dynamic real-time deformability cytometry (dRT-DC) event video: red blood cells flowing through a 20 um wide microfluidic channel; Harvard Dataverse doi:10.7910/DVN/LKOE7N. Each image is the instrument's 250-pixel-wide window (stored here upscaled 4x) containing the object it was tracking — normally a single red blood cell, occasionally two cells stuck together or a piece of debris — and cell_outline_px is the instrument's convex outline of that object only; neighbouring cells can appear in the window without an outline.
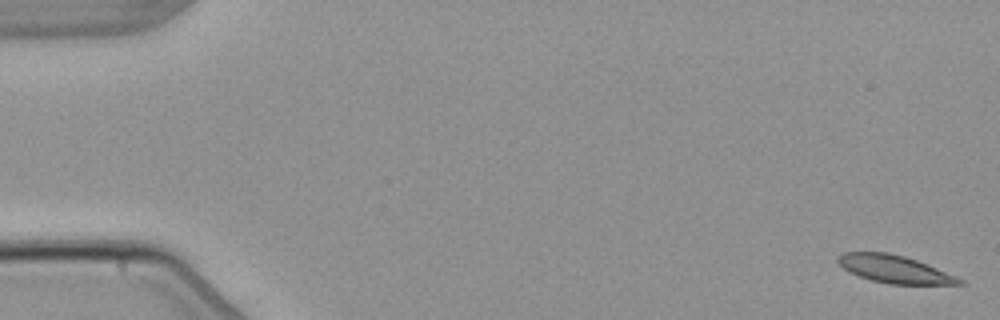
{"species": "common noctule bat (a hibernating species)", "species_latin": "Nyctalus noctula", "temperature_condition": "warm", "stored_images_in_passage": 6, "segment_of_instrument_passage": [1, 2], "camera_frame_rate_fps": 3000, "um_per_image_px": 0.085, "animal": {"sex": "male", "body_mass_g": 21.5, "forearm_length_mm": 52.0}, "frame": {"image": 1, "passage_image": 1, "time_ms": 0.0, "image_size_px": [1000, 320], "cell_outline_px": [[968, 284], [888, 284], [872, 280], [848, 272], [836, 260], [836, 256], [844, 252], [888, 252], [904, 256], [916, 260], [936, 268], [964, 280]], "centroid_in_image_um": [76.0, 22.87], "position_along_channel_um": 9.0, "area_um2": 19.42}}
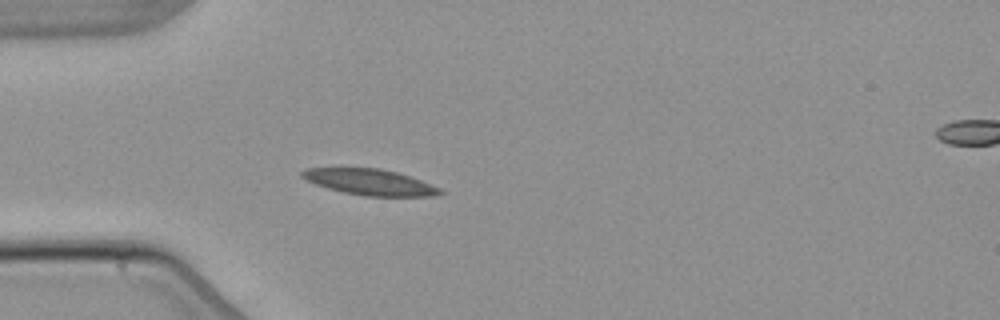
{"frame": {"image": 2, "passage_image": 5, "time_ms": 5.0, "image_size_px": [1000, 320], "cell_outline_px": [[444, 192], [436, 196], [364, 196], [344, 192], [328, 188], [316, 184], [300, 176], [300, 172], [308, 168], [380, 168], [412, 176], [440, 188]], "centroid_in_image_um": [31.48, 15.48], "position_along_channel_um": 53.5, "area_um2": 20.81}}